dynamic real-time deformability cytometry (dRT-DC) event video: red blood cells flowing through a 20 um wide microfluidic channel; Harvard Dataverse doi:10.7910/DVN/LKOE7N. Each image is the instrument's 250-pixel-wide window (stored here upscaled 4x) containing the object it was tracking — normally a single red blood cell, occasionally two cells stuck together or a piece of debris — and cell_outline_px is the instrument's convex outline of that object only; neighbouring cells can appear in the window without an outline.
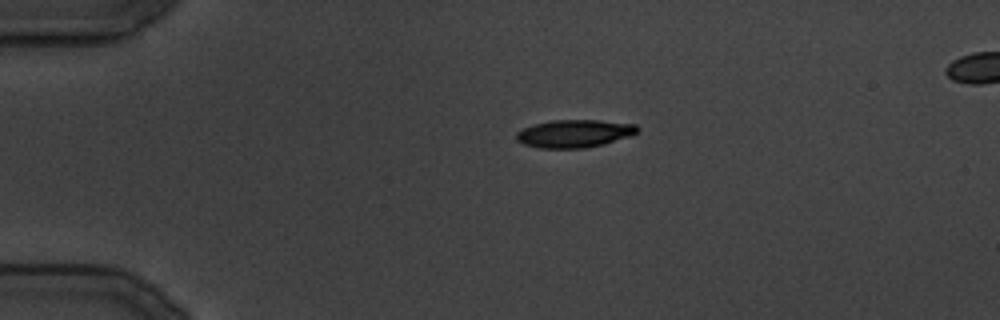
{"species": "common noctule bat (a hibernating species)", "species_latin": "Nyctalus noctula", "temperature_condition": "cold", "stored_images_in_passage": 19, "camera_frame_rate_fps": 3000, "um_per_image_px": 0.085, "animal": {"sex": "male", "body_mass_g": 19.5, "forearm_length_mm": 54.6}, "frame": {"image": 1, "passage_image": 1, "time_ms": 0.0, "image_size_px": [1000, 320], "cell_outline_px": [[640, 128], [632, 136], [604, 144], [584, 148], [540, 148], [524, 144], [516, 140], [516, 132], [532, 124], [552, 120], [600, 120], [636, 124]], "centroid_in_image_um": [48.84, 11.35], "position_along_channel_um": 36.2, "area_um2": 19.77}}
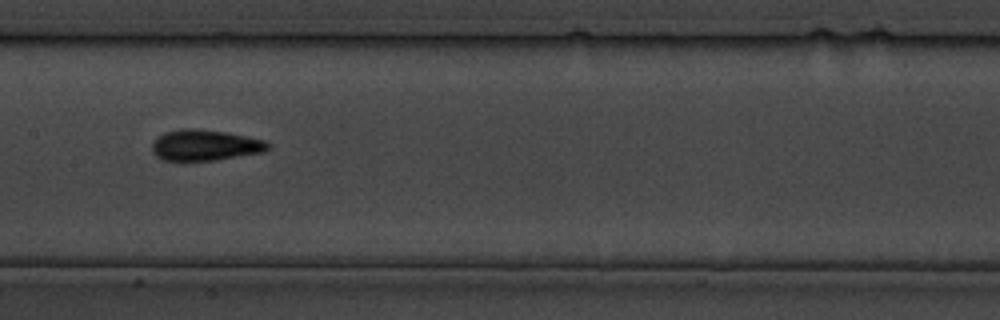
{"frame": {"image": 2, "passage_image": 11, "time_ms": 12.333, "image_size_px": [1000, 320], "cell_outline_px": [[272, 148], [264, 152], [216, 160], [160, 160], [152, 152], [152, 144], [156, 136], [164, 132], [180, 128], [196, 128], [228, 132], [264, 140], [272, 144]], "centroid_in_image_um": [17.44, 12.33], "position_along_channel_um": 190.0, "area_um2": 21.27}}
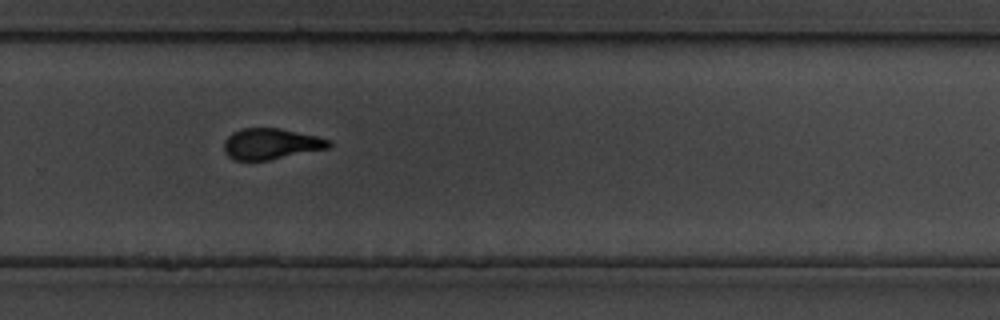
{"frame": {"image": 3, "passage_image": 17, "time_ms": 19.667, "image_size_px": [1000, 320], "cell_outline_px": [[332, 144], [328, 148], [268, 160], [236, 160], [228, 156], [224, 152], [224, 140], [232, 132], [240, 128], [280, 128], [316, 136], [332, 140]], "centroid_in_image_um": [23.01, 12.22], "position_along_channel_um": 306.8, "area_um2": 18.9}}